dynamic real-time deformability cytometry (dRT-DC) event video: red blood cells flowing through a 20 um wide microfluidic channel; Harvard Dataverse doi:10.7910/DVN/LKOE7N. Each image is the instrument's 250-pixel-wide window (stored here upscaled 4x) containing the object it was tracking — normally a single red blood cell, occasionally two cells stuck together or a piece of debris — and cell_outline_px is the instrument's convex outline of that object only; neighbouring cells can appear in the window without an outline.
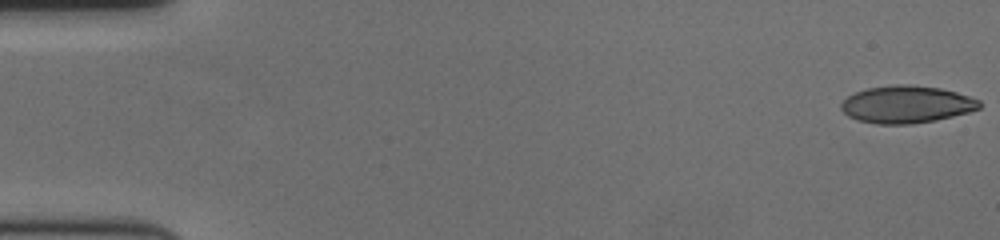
{"species": "human", "species_latin": "Homo sapiens", "temperature_condition": "cold", "stored_images_in_passage": 58, "camera_frame_rate_fps": 3000, "um_per_image_px": 0.085, "donor": {"sex": "female"}, "frame": {"image": 1, "passage_image": 1, "time_ms": 0.0, "image_size_px": [1000, 240], "cell_outline_px": [[980, 108], [968, 112], [936, 120], [912, 124], [876, 124], [856, 120], [848, 116], [840, 108], [840, 104], [848, 96], [856, 92], [868, 88], [896, 84], [912, 84], [940, 88], [956, 92], [980, 100]], "centroid_in_image_um": [77.03, 8.87], "position_along_channel_um": 8.0, "area_um2": 30.11}}
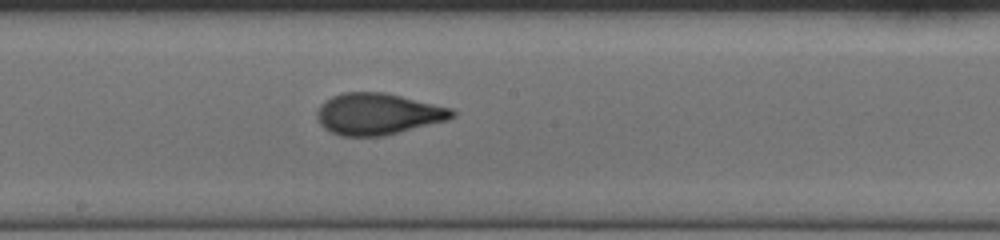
{"frame": {"image": 2, "passage_image": 32, "time_ms": 10.333, "image_size_px": [1000, 240], "cell_outline_px": [[456, 116], [448, 120], [384, 136], [340, 136], [324, 128], [320, 124], [316, 116], [316, 112], [320, 104], [324, 100], [340, 92], [384, 92], [452, 108], [456, 112]], "centroid_in_image_um": [32.11, 9.68], "position_along_channel_um": 216.1, "area_um2": 32.89}}
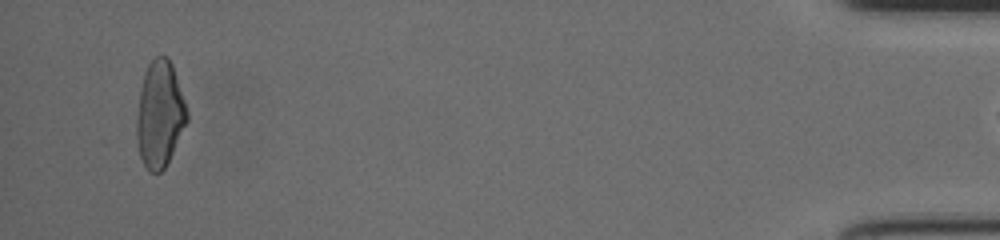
{"frame": {"image": 3, "passage_image": 56, "time_ms": 18.333, "image_size_px": [1000, 240], "cell_outline_px": [[188, 120], [164, 168], [160, 172], [148, 172], [140, 156], [136, 136], [136, 124], [140, 92], [144, 72], [148, 64], [156, 56], [168, 56], [172, 64], [188, 112]], "centroid_in_image_um": [13.57, 9.7], "position_along_channel_um": 421.6, "area_um2": 30.81}, "authors_computed_cell_mechanics": {"area_um2": 30.923, "velocity_mm_per_s": 3.5893, "shape_relaxation_time_tau1_ms": 8.4292, "shape_relaxation_time_tau2_ms": 1.0677, "deformation_change_tau1": 0.2426, "deformation_change_tau2": 0.0801}}